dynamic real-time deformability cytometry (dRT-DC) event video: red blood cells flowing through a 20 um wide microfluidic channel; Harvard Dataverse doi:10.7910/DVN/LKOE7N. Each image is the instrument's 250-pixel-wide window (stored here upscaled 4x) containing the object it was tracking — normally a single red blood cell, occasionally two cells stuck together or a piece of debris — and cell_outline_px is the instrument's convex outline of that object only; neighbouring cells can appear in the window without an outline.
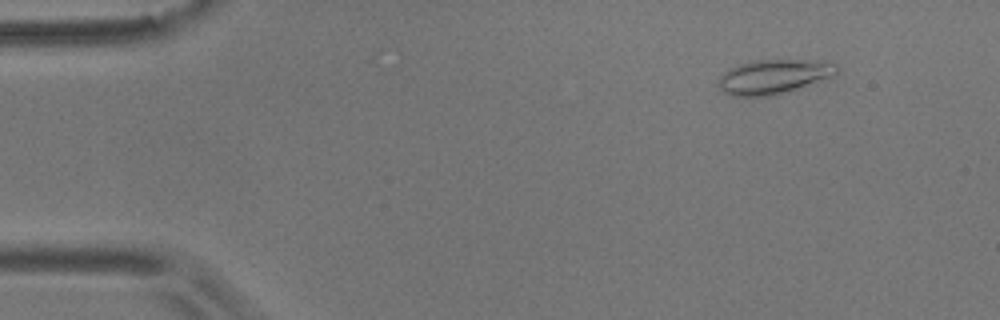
{"species": "common noctule bat (a hibernating species)", "species_latin": "Nyctalus noctula", "temperature_condition": "room temperature", "stored_images_in_passage": 55, "camera_frame_rate_fps": 3000, "um_per_image_px": 0.085, "animal": {"sex": "male", "body_mass_g": 17.9}, "frame": {"image": 1, "passage_image": 6, "time_ms": 1.667, "image_size_px": [1000, 320], "cell_outline_px": [[840, 68], [832, 76], [780, 96], [732, 96], [724, 92], [716, 84], [720, 76], [728, 68], [752, 60], [800, 60], [836, 64]], "centroid_in_image_um": [65.71, 6.54], "position_along_channel_um": 19.3, "area_um2": 23.87}}
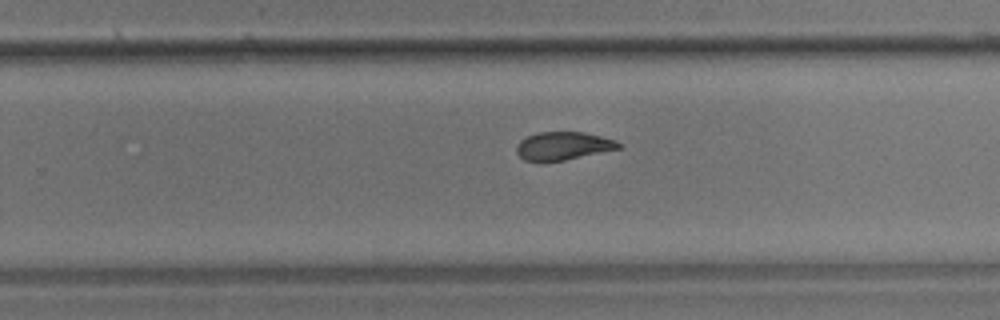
{"frame": {"image": 2, "passage_image": 35, "time_ms": 11.333, "image_size_px": [1000, 320], "cell_outline_px": [[624, 148], [564, 160], [540, 164], [524, 160], [516, 152], [516, 148], [520, 140], [528, 136], [540, 132], [584, 132], [616, 140], [624, 144]], "centroid_in_image_um": [47.89, 12.43], "position_along_channel_um": 281.9, "area_um2": 17.22}}
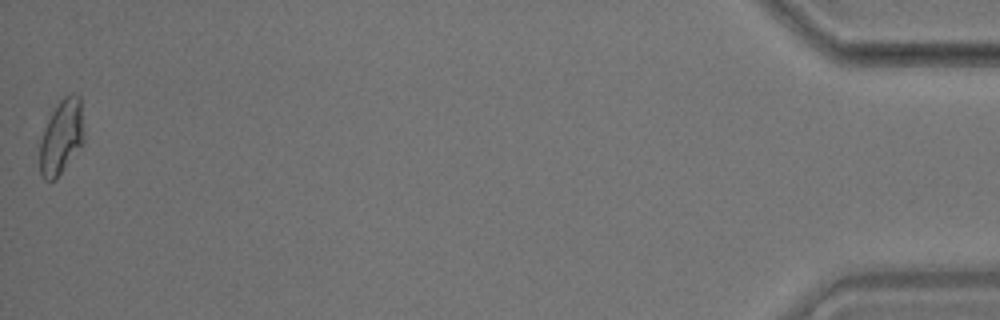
{"frame": {"image": 3, "passage_image": 55, "time_ms": 18.0, "image_size_px": [1000, 320], "cell_outline_px": [[84, 144], [56, 180], [44, 180], [40, 176], [36, 140], [52, 112], [60, 100], [64, 96], [72, 92], [76, 92], [80, 96], [84, 140]], "centroid_in_image_um": [5.16, 11.68], "position_along_channel_um": 430.0, "area_um2": 20.35}, "authors_computed_cell_mechanics": {"area_um2": 18.6116, "velocity_mm_per_s": 3.6235, "shape_relaxation_time_tau1_ms": 6.0675, "shape_relaxation_time_tau2_ms": 2.2947, "deformation_change_tau1": 0.1699, "deformation_change_tau2": 0.0766}}